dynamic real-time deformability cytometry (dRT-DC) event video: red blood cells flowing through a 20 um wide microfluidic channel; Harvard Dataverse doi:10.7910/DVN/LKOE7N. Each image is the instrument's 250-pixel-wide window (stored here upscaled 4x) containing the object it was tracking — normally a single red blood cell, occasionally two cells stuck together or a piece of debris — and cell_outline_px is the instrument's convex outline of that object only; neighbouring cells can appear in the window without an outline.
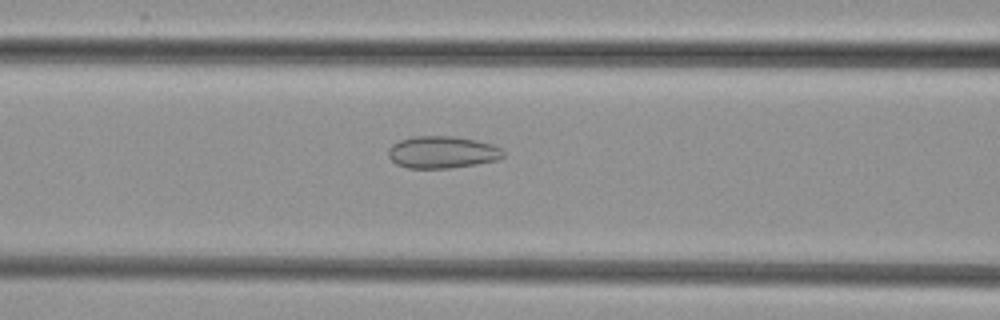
{"species": "common noctule bat (a hibernating species)", "species_latin": "Nyctalus noctula", "temperature_condition": "cold", "stored_images_in_passage": 54, "camera_frame_rate_fps": 3000, "um_per_image_px": 0.085, "animal": {"sex": "female", "body_mass_g": 29.2, "forearm_length_mm": 56.3}, "frame": {"image": 1, "passage_image": 23, "time_ms": 7.333, "image_size_px": [1000, 320], "cell_outline_px": [[504, 156], [496, 160], [476, 164], [452, 168], [408, 168], [396, 164], [388, 156], [388, 148], [392, 144], [400, 140], [412, 136], [456, 136], [476, 140], [492, 144], [500, 148], [504, 152]], "centroid_in_image_um": [37.57, 12.93], "position_along_channel_um": 129.0, "area_um2": 21.62}}
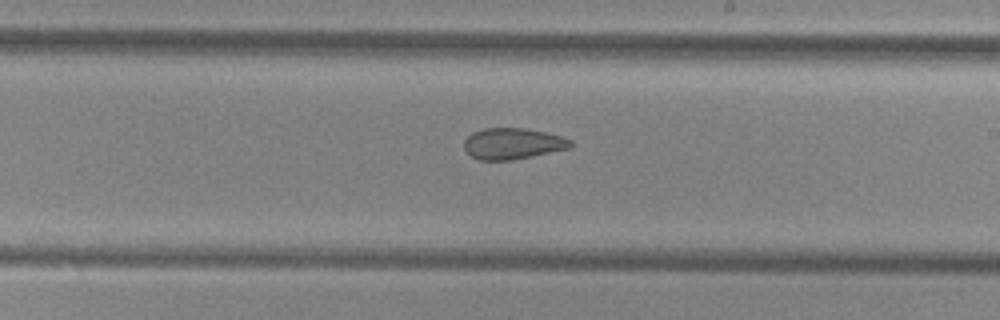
{"frame": {"image": 2, "passage_image": 32, "time_ms": 10.333, "image_size_px": [1000, 320], "cell_outline_px": [[572, 148], [512, 160], [480, 160], [472, 156], [464, 148], [464, 140], [472, 132], [484, 128], [524, 128], [544, 132], [560, 136], [572, 140]], "centroid_in_image_um": [43.59, 12.21], "position_along_channel_um": 245.4, "area_um2": 19.31}}
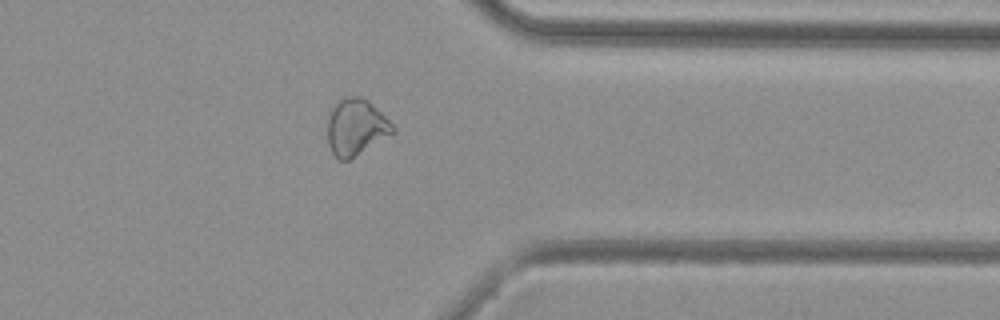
{"frame": {"image": 3, "passage_image": 43, "time_ms": 14.0, "image_size_px": [1000, 320], "cell_outline_px": [[396, 132], [348, 160], [340, 160], [332, 152], [328, 144], [328, 112], [332, 104], [336, 100], [344, 96], [360, 96], [368, 100], [396, 128]], "centroid_in_image_um": [30.23, 10.77], "position_along_channel_um": 381.2, "area_um2": 21.62}}